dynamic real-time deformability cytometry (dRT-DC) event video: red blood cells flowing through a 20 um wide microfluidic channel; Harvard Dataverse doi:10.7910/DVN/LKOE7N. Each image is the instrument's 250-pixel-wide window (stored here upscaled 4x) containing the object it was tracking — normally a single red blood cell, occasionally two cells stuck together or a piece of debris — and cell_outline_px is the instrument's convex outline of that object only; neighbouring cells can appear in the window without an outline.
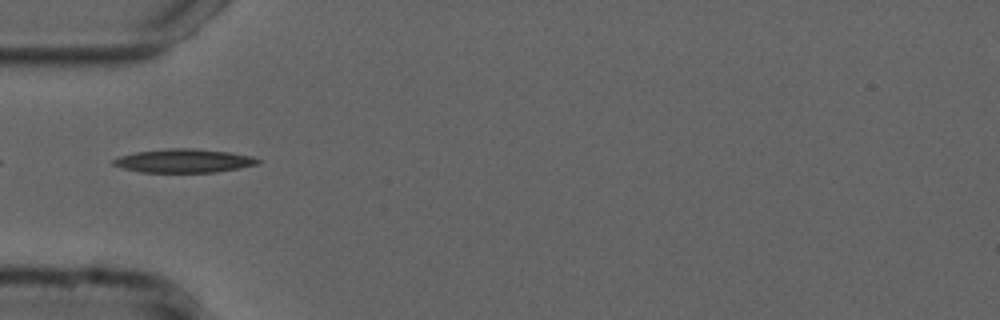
{"species": "common noctule bat (a hibernating species)", "species_latin": "Nyctalus noctula", "temperature_condition": "cold", "stored_images_in_passage": 38, "camera_frame_rate_fps": 3000, "um_per_image_px": 0.085, "animal": {"sex": "male", "forearm_length_mm": 52.5}, "frame": {"image": 1, "passage_image": 1, "time_ms": 0.0, "image_size_px": [1000, 320], "cell_outline_px": [[260, 164], [240, 168], [216, 172], [140, 172], [124, 168], [112, 164], [112, 160], [120, 156], [136, 152], [172, 148], [192, 148], [228, 152], [252, 156], [260, 160]], "centroid_in_image_um": [15.65, 13.67], "position_along_channel_um": 69.3, "area_um2": 19.77}}
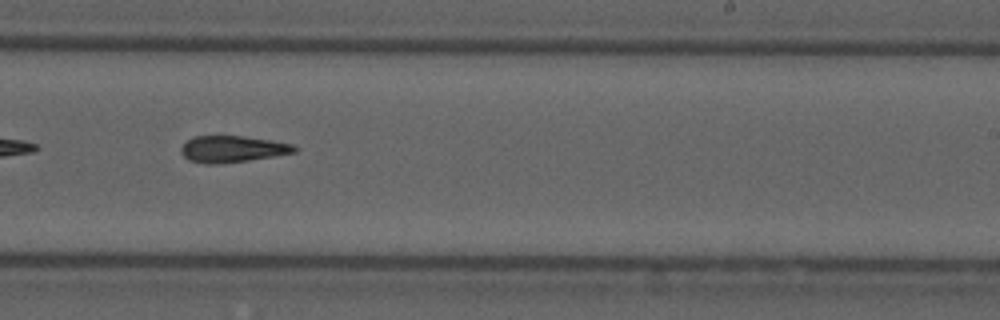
{"frame": {"image": 2, "passage_image": 17, "time_ms": 5.333, "image_size_px": [1000, 320], "cell_outline_px": [[296, 152], [248, 160], [216, 164], [204, 164], [188, 160], [180, 152], [180, 148], [192, 136], [244, 136], [272, 140], [292, 144], [296, 148]], "centroid_in_image_um": [19.71, 12.66], "position_along_channel_um": 269.3, "area_um2": 17.46}}